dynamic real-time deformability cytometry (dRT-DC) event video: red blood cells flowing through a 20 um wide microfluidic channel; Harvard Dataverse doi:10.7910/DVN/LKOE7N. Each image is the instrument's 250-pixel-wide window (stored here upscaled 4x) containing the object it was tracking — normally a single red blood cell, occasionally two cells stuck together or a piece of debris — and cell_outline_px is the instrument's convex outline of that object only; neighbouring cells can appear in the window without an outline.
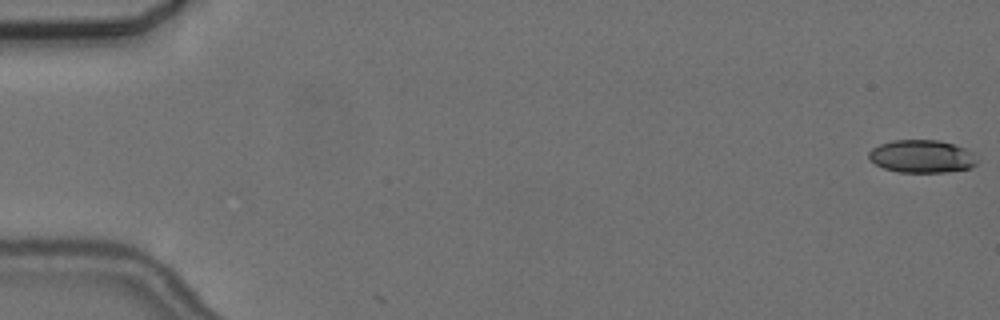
{"species": "common noctule bat (a hibernating species)", "species_latin": "Nyctalus noctula", "temperature_condition": "cold", "stored_images_in_passage": 57, "camera_frame_rate_fps": 3000, "um_per_image_px": 0.085, "animal": {"sex": "female", "body_mass_g": 24.6, "forearm_length_mm": 56.2}, "frame": {"image": 1, "passage_image": 1, "time_ms": 0.0, "image_size_px": [1000, 320], "cell_outline_px": [[980, 160], [972, 168], [948, 172], [896, 172], [884, 168], [868, 160], [868, 152], [872, 148], [880, 144], [892, 140], [940, 140], [964, 148], [972, 152]], "centroid_in_image_um": [78.37, 13.3], "position_along_channel_um": 6.6, "area_um2": 20.98}}
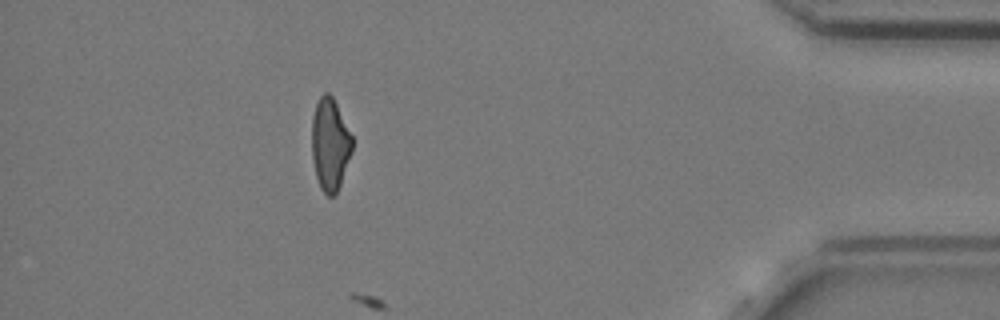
{"frame": {"image": 2, "passage_image": 51, "time_ms": 16.667, "image_size_px": [1000, 320], "cell_outline_px": [[352, 152], [340, 184], [336, 192], [332, 196], [328, 196], [320, 188], [316, 176], [312, 160], [312, 116], [316, 104], [320, 96], [324, 92], [328, 92], [332, 96], [352, 136]], "centroid_in_image_um": [28.04, 12.26], "position_along_channel_um": 407.2, "area_um2": 21.56}}